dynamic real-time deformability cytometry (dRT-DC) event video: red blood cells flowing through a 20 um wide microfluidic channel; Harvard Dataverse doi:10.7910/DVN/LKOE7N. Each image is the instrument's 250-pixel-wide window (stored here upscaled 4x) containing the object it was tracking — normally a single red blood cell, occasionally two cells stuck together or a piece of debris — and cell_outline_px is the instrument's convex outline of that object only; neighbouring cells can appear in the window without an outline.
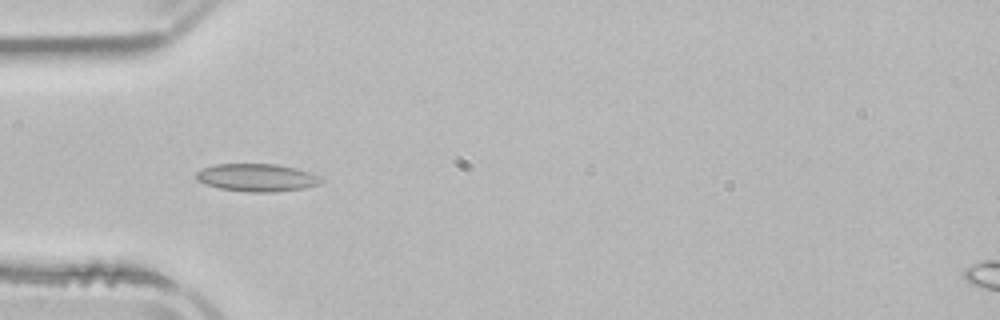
{"species": "common noctule bat (a hibernating species)", "species_latin": "Nyctalus noctula", "temperature_condition": "room temperature", "stored_images_in_passage": 4, "camera_frame_rate_fps": 3000, "um_per_image_px": 0.085, "animal": {"sex": "male", "body_mass_g": 21.5, "forearm_length_mm": 52.0}, "frame": {"image": 1, "passage_image": 2, "time_ms": 2.0, "image_size_px": [1000, 320], "cell_outline_px": [[324, 180], [320, 184], [304, 188], [276, 192], [248, 192], [220, 188], [204, 184], [196, 180], [196, 172], [204, 168], [216, 164], [276, 164], [296, 168], [320, 176]], "centroid_in_image_um": [21.85, 15.1], "position_along_channel_um": 63.2, "area_um2": 20.23}}
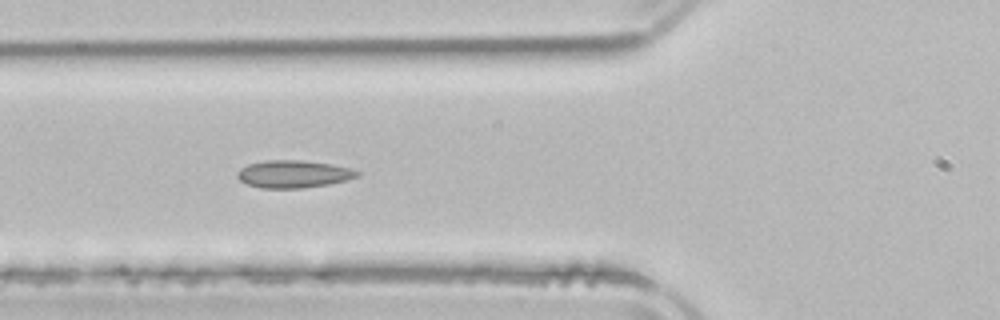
{"frame": {"image": 2, "passage_image": 3, "time_ms": 3.0, "image_size_px": [1000, 320], "cell_outline_px": [[360, 176], [348, 180], [328, 184], [304, 188], [260, 188], [248, 184], [240, 180], [236, 176], [236, 172], [240, 168], [248, 164], [264, 160], [300, 160], [328, 164], [352, 168], [360, 172]], "centroid_in_image_um": [24.94, 14.79], "position_along_channel_um": 100.9, "area_um2": 19.31}}
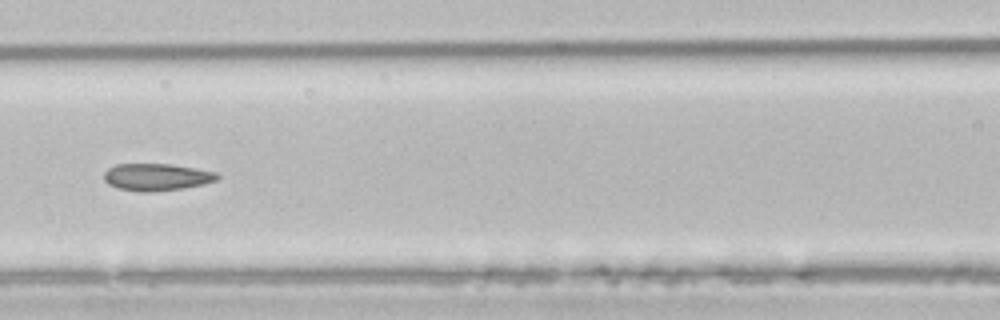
{"frame": {"image": 3, "passage_image": 4, "time_ms": 4.333, "image_size_px": [1000, 320], "cell_outline_px": [[220, 176], [216, 180], [204, 184], [184, 188], [152, 192], [140, 192], [120, 188], [108, 184], [104, 180], [104, 172], [108, 168], [116, 164], [172, 164], [196, 168], [216, 172]], "centroid_in_image_um": [13.32, 15.04], "position_along_channel_um": 153.3, "area_um2": 17.98}}